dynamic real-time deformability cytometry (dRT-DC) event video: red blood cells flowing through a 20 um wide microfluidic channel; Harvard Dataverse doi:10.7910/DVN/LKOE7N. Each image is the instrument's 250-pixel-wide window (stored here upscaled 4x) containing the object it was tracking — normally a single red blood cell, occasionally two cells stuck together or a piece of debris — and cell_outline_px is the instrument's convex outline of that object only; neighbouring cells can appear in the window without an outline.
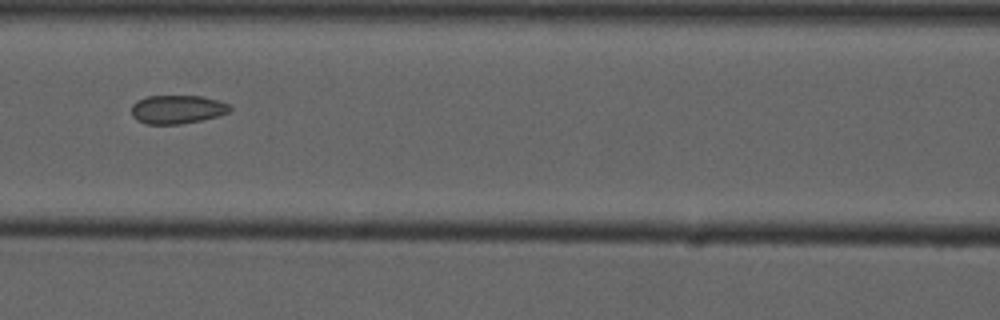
{"species": "common noctule bat (a hibernating species)", "species_latin": "Nyctalus noctula", "temperature_condition": "cold", "stored_images_in_passage": 9, "camera_frame_rate_fps": 3000, "um_per_image_px": 0.085, "animal": {"sex": "male", "forearm_length_mm": 52.5}, "frame": {"image": 1, "passage_image": 6, "time_ms": 6.0, "image_size_px": [1000, 320], "cell_outline_px": [[232, 108], [228, 112], [216, 116], [200, 120], [180, 124], [144, 124], [136, 120], [132, 116], [132, 104], [136, 100], [148, 96], [200, 96], [220, 100], [228, 104]], "centroid_in_image_um": [15.03, 9.29], "position_along_channel_um": 151.6, "area_um2": 16.42}}
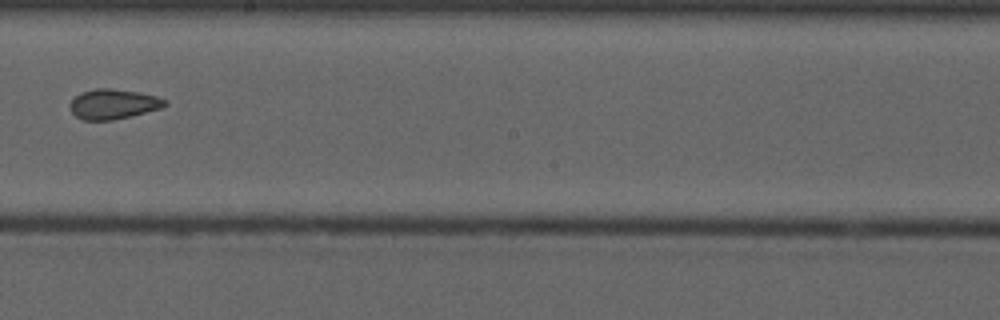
{"frame": {"image": 2, "passage_image": 8, "time_ms": 8.333, "image_size_px": [1000, 320], "cell_outline_px": [[168, 104], [160, 108], [132, 116], [112, 120], [84, 120], [76, 116], [68, 108], [68, 104], [80, 92], [96, 88], [112, 88], [140, 92], [156, 96], [168, 100]], "centroid_in_image_um": [9.62, 8.84], "position_along_channel_um": 238.6, "area_um2": 16.76}}
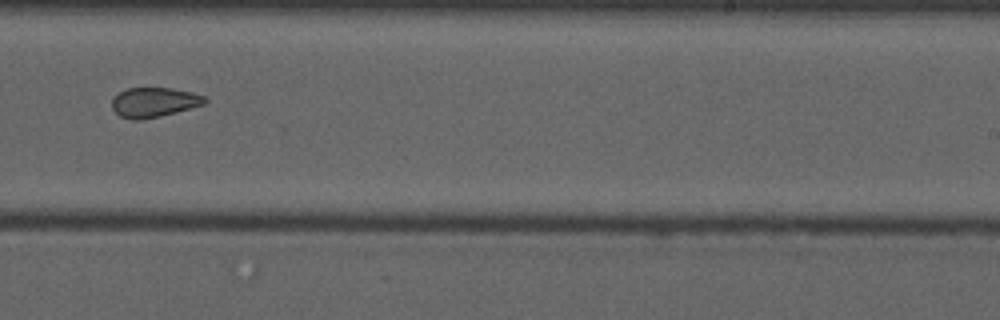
{"frame": {"image": 3, "passage_image": 9, "time_ms": 9.333, "image_size_px": [1000, 320], "cell_outline_px": [[208, 100], [204, 104], [176, 112], [160, 116], [140, 120], [132, 120], [120, 116], [112, 108], [112, 100], [120, 92], [128, 88], [172, 88], [192, 92], [204, 96]], "centroid_in_image_um": [13.1, 8.69], "position_along_channel_um": 275.9, "area_um2": 15.95}}